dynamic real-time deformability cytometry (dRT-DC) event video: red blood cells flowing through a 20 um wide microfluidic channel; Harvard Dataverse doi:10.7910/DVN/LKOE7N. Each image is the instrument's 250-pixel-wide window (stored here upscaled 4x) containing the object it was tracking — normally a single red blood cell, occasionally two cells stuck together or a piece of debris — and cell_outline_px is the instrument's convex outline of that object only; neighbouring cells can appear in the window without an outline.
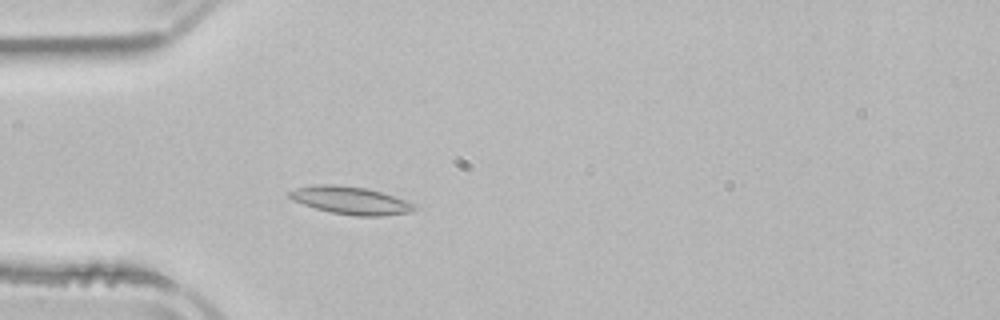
{"species": "common noctule bat (a hibernating species)", "species_latin": "Nyctalus noctula", "temperature_condition": "room temperature", "stored_images_in_passage": 3, "camera_frame_rate_fps": 3000, "um_per_image_px": 0.085, "animal": {"sex": "male", "body_mass_g": 21.5, "forearm_length_mm": 52.0}, "frame": {"image": 1, "passage_image": 3, "time_ms": 3.0, "image_size_px": [1000, 320], "cell_outline_px": [[420, 208], [412, 212], [384, 216], [356, 216], [332, 212], [316, 208], [292, 200], [288, 196], [288, 192], [296, 188], [320, 184], [336, 184], [368, 188], [404, 200]], "centroid_in_image_um": [29.81, 17.04], "position_along_channel_um": 55.2, "area_um2": 20.06}}